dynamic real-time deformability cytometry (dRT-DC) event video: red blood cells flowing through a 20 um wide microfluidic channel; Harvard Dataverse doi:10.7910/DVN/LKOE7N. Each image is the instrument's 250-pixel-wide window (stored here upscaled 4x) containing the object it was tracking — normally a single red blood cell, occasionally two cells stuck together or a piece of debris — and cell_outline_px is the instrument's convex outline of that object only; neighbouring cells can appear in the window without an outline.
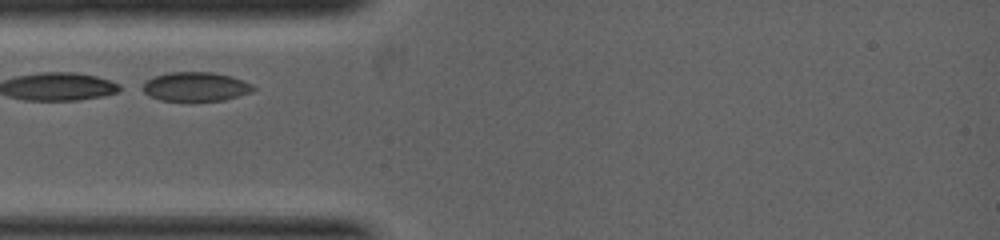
{"species": "common noctule bat (a hibernating species)", "species_latin": "Nyctalus noctula", "temperature_condition": "warm", "stored_images_in_passage": 1, "camera_frame_rate_fps": 5000, "um_per_image_px": 0.085, "animal": {"sex": "female", "body_mass_g": 19.0, "forearm_length_mm": 53.3}, "frame": {"image": 1, "passage_image": 1, "time_ms": 0.0, "image_size_px": [1000, 240], "cell_outline_px": [[256, 88], [252, 92], [224, 100], [192, 104], [160, 100], [148, 96], [136, 88], [148, 80], [156, 76], [168, 72], [212, 72], [228, 76], [252, 84]], "centroid_in_image_um": [16.54, 7.43], "position_along_channel_um": 68.5, "area_um2": 19.65}}